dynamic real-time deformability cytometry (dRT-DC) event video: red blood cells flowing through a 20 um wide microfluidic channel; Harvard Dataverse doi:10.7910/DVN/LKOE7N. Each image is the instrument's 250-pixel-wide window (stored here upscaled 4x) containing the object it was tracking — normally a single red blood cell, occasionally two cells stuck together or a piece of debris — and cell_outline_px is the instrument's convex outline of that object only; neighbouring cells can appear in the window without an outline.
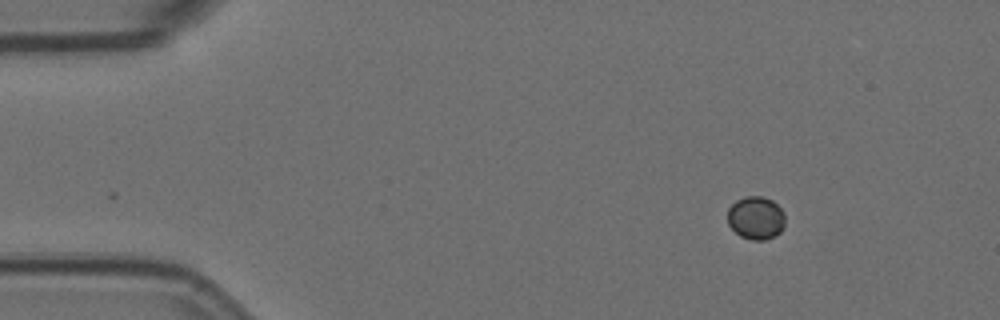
{"species": "Egyptian fruit bat (a non-hibernating species)", "species_latin": "Rousettus aegyptiacus", "temperature_condition": "room temperature", "stored_images_in_passage": 51, "camera_frame_rate_fps": 3000, "um_per_image_px": 0.085, "animal": {"sex": "female"}, "frame": {"image": 1, "passage_image": 1, "time_ms": 0.0, "image_size_px": [1000, 320], "cell_outline_px": [[784, 228], [776, 236], [764, 240], [752, 240], [740, 236], [728, 224], [728, 208], [736, 200], [744, 196], [764, 196], [772, 200], [784, 212]], "centroid_in_image_um": [64.26, 18.52], "position_along_channel_um": 20.7, "area_um2": 14.57}}
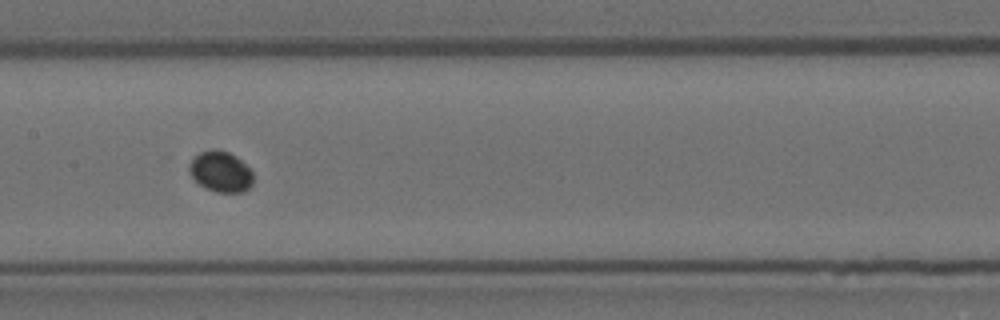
{"frame": {"image": 2, "passage_image": 22, "time_ms": 7.0, "image_size_px": [1000, 320], "cell_outline_px": [[252, 184], [244, 192], [216, 192], [200, 184], [188, 172], [188, 164], [200, 152], [212, 148], [216, 148], [228, 152], [236, 156], [252, 172]], "centroid_in_image_um": [18.74, 14.57], "position_along_channel_um": 188.7, "area_um2": 15.03}}
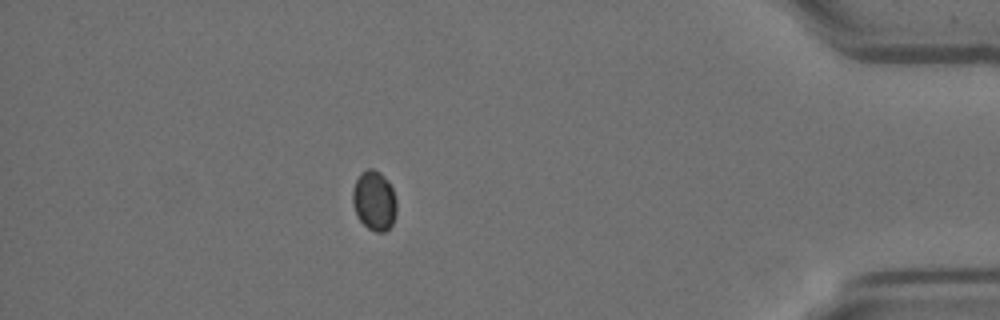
{"frame": {"image": 3, "passage_image": 44, "time_ms": 14.333, "image_size_px": [1000, 320], "cell_outline_px": [[396, 212], [392, 224], [384, 232], [376, 232], [368, 228], [356, 216], [352, 200], [352, 192], [356, 180], [360, 172], [368, 168], [372, 168], [380, 172], [388, 180], [392, 188], [396, 200]], "centroid_in_image_um": [31.8, 17.04], "position_along_channel_um": 403.4, "area_um2": 15.37}}